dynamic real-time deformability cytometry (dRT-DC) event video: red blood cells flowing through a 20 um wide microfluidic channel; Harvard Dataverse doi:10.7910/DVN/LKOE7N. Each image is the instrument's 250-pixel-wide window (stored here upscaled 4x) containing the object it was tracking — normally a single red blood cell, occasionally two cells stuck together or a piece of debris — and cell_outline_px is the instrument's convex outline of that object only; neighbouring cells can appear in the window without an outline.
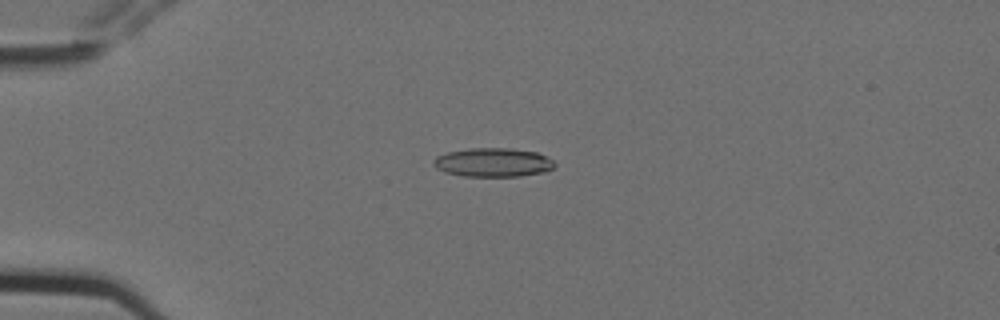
{"species": "Egyptian fruit bat (a non-hibernating species)", "species_latin": "Rousettus aegyptiacus", "temperature_condition": "cold", "stored_images_in_passage": 6, "camera_frame_rate_fps": 3000, "um_per_image_px": 0.085, "animal": {"sex": "female"}, "frame": {"image": 1, "passage_image": 4, "time_ms": 1.0, "image_size_px": [1000, 320], "cell_outline_px": [[556, 164], [552, 168], [544, 172], [520, 176], [464, 176], [444, 172], [436, 168], [432, 164], [432, 160], [436, 156], [448, 152], [472, 148], [512, 148], [536, 152], [552, 160]], "centroid_in_image_um": [41.87, 13.8], "position_along_channel_um": 43.1, "area_um2": 20.35}}
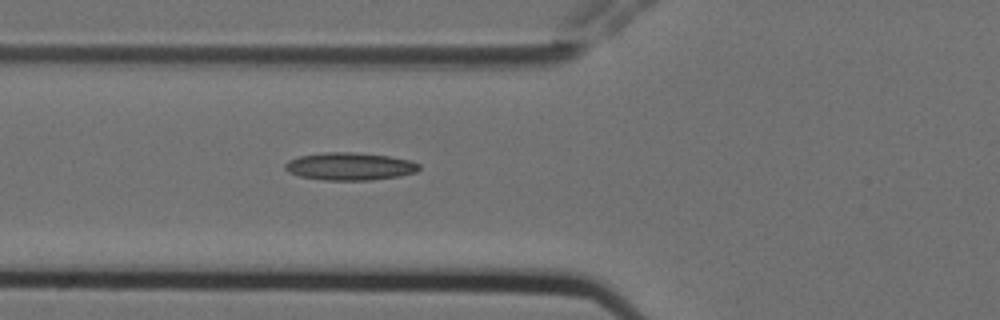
{"frame": {"image": 2, "passage_image": 6, "time_ms": 1.667, "image_size_px": [1000, 320], "cell_outline_px": [[420, 168], [416, 172], [400, 176], [372, 180], [324, 180], [300, 176], [288, 172], [284, 168], [284, 164], [288, 160], [300, 156], [324, 152], [348, 152], [388, 156], [408, 160], [420, 164]], "centroid_in_image_um": [29.71, 14.15], "position_along_channel_um": 96.1, "area_um2": 21.5}}